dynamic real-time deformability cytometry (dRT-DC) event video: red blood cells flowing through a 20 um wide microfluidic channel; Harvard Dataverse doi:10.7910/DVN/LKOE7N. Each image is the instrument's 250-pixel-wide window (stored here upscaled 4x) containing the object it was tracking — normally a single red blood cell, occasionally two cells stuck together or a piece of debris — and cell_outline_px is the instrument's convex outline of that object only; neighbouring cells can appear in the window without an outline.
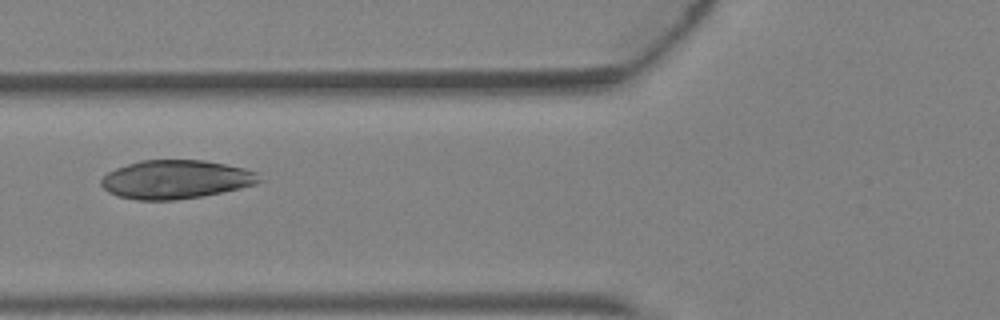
{"species": "Egyptian fruit bat (a non-hibernating species)", "species_latin": "Rousettus aegyptiacus", "temperature_condition": "warm", "stored_images_in_passage": 4, "camera_frame_rate_fps": 3000, "um_per_image_px": 0.085, "animal": {"sex": "female"}, "frame": {"image": 1, "passage_image": 4, "time_ms": 1.0, "image_size_px": [1000, 320], "cell_outline_px": [[264, 180], [256, 184], [240, 188], [204, 196], [176, 200], [136, 200], [120, 196], [108, 192], [100, 184], [100, 180], [108, 172], [116, 168], [140, 160], [204, 160], [244, 168], [256, 172]], "centroid_in_image_um": [14.96, 15.25], "position_along_channel_um": 110.8, "area_um2": 35.66}}